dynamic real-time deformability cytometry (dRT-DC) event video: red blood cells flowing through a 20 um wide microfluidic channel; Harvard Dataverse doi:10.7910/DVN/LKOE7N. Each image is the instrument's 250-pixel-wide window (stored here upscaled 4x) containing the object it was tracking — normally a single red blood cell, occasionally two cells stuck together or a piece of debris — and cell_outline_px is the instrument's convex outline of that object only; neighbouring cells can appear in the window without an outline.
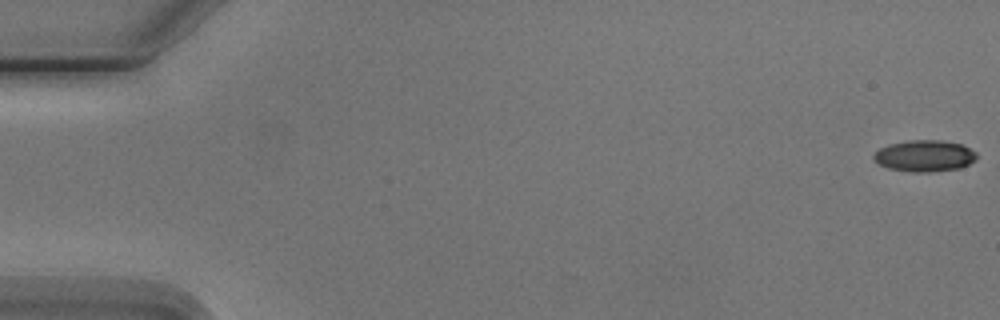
{"species": "Egyptian fruit bat (a non-hibernating species)", "species_latin": "Rousettus aegyptiacus", "temperature_condition": "cold", "stored_images_in_passage": 6, "camera_frame_rate_fps": 3000, "um_per_image_px": 0.085, "animal": {"sex": "male"}, "frame": {"image": 1, "passage_image": 1, "time_ms": 0.0, "image_size_px": [1000, 320], "cell_outline_px": [[976, 160], [960, 168], [928, 172], [912, 172], [888, 168], [872, 160], [872, 156], [880, 148], [888, 144], [908, 140], [944, 140], [960, 144], [976, 152]], "centroid_in_image_um": [78.56, 13.24], "position_along_channel_um": 6.4, "area_um2": 18.9}}
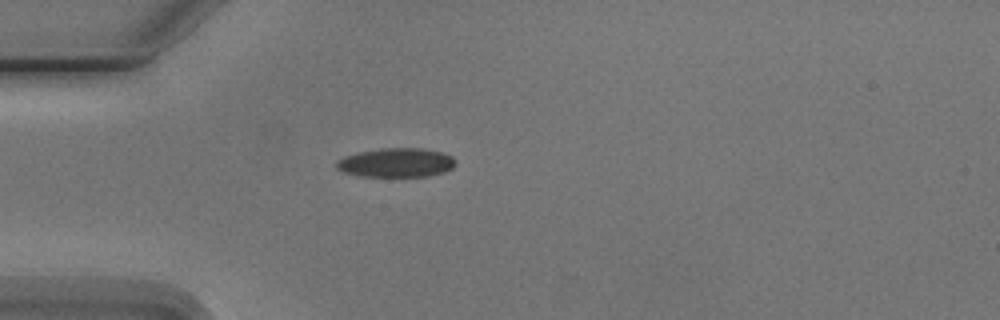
{"frame": {"image": 2, "passage_image": 5, "time_ms": 5.0, "image_size_px": [1000, 320], "cell_outline_px": [[456, 164], [452, 168], [444, 172], [428, 176], [360, 176], [344, 172], [336, 168], [336, 160], [344, 156], [356, 152], [380, 148], [424, 148], [444, 152], [452, 156], [456, 160]], "centroid_in_image_um": [33.69, 13.81], "position_along_channel_um": 51.3, "area_um2": 20.46}}